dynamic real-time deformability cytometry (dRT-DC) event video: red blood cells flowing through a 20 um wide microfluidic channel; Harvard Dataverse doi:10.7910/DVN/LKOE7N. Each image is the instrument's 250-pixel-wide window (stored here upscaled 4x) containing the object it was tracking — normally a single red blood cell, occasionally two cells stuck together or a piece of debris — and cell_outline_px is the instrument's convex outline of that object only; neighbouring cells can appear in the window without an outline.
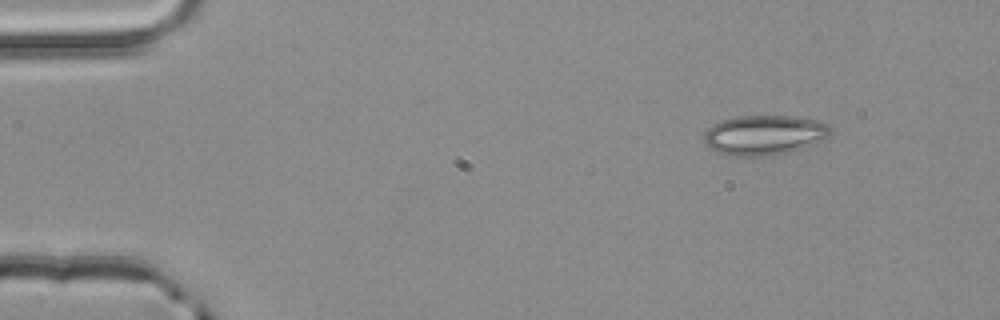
{"species": "common noctule bat (a hibernating species)", "species_latin": "Nyctalus noctula", "temperature_condition": "room temperature", "stored_images_in_passage": 3, "camera_frame_rate_fps": 3000, "um_per_image_px": 0.085, "animal": {"sex": "male", "body_mass_g": 20.4}, "frame": {"image": 1, "passage_image": 1, "time_ms": 0.0, "image_size_px": [1000, 320], "cell_outline_px": [[832, 132], [828, 136], [812, 144], [788, 152], [764, 156], [736, 156], [720, 152], [704, 144], [704, 132], [708, 128], [724, 120], [740, 116], [792, 116], [816, 120], [828, 124], [832, 128]], "centroid_in_image_um": [64.98, 11.47], "position_along_channel_um": 20.0, "area_um2": 28.9}}
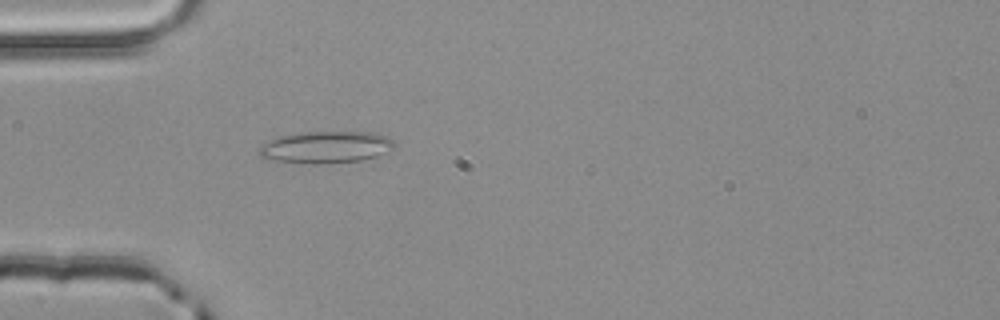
{"frame": {"image": 2, "passage_image": 3, "time_ms": 0.667, "image_size_px": [1000, 320], "cell_outline_px": [[396, 144], [384, 152], [376, 156], [360, 160], [320, 164], [312, 164], [268, 160], [260, 156], [260, 144], [280, 136], [304, 132], [372, 132], [388, 136], [396, 140]], "centroid_in_image_um": [27.69, 12.51], "position_along_channel_um": 57.3, "area_um2": 25.14}}